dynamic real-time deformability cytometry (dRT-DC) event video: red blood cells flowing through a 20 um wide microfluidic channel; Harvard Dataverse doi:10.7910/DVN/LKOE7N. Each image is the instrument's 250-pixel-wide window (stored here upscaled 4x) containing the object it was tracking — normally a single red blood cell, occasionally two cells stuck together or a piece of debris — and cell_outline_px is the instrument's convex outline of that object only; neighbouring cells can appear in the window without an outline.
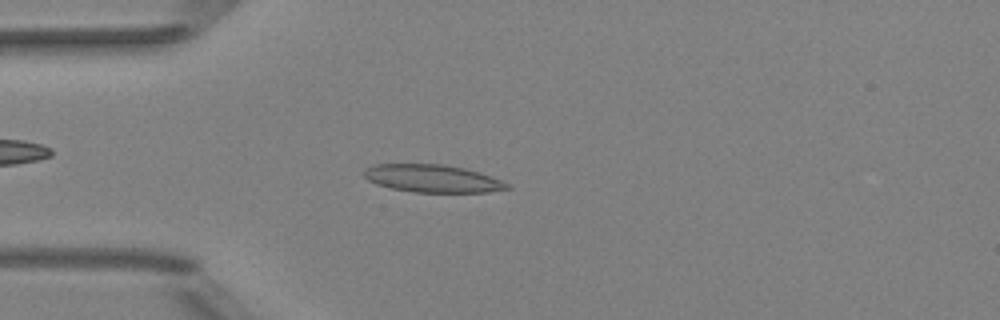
{"species": "Egyptian fruit bat (a non-hibernating species)", "species_latin": "Rousettus aegyptiacus", "temperature_condition": "room temperature", "stored_images_in_passage": 43, "camera_frame_rate_fps": 3000, "um_per_image_px": 0.085, "animal": {"sex": "female"}, "frame": {"image": 1, "passage_image": 6, "time_ms": 1.667, "image_size_px": [1000, 320], "cell_outline_px": [[512, 188], [488, 192], [412, 192], [392, 188], [376, 184], [368, 180], [364, 176], [364, 168], [372, 164], [444, 164], [464, 168], [480, 172], [500, 180], [508, 184]], "centroid_in_image_um": [36.74, 15.17], "position_along_channel_um": 48.3, "area_um2": 23.12}}
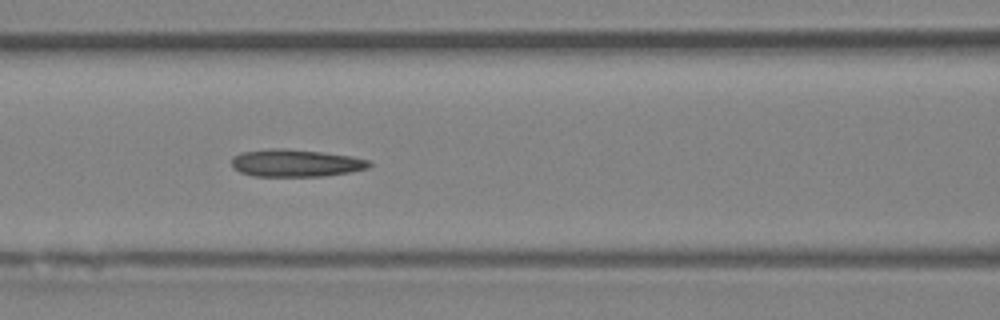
{"frame": {"image": 2, "passage_image": 14, "time_ms": 4.333, "image_size_px": [1000, 320], "cell_outline_px": [[372, 164], [368, 168], [352, 172], [324, 176], [252, 176], [240, 172], [232, 168], [232, 156], [240, 152], [272, 148], [284, 148], [320, 152], [352, 156], [368, 160]], "centroid_in_image_um": [25.11, 13.86], "position_along_channel_um": 141.5, "area_um2": 22.14}}
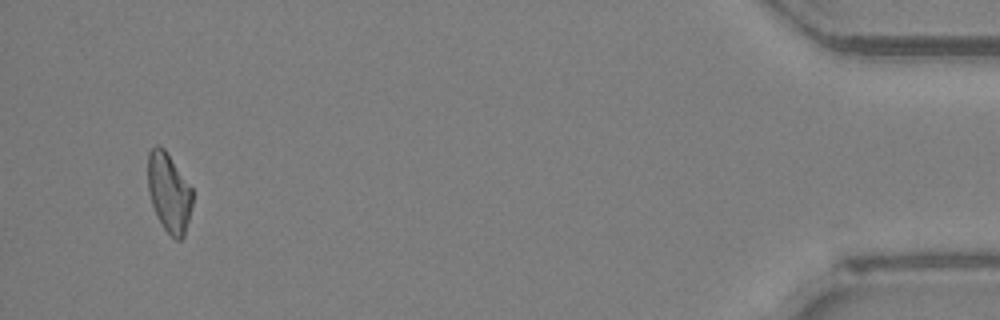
{"frame": {"image": 3, "passage_image": 41, "time_ms": 13.333, "image_size_px": [1000, 320], "cell_outline_px": [[192, 204], [184, 236], [180, 240], [176, 240], [164, 228], [152, 204], [148, 192], [148, 152], [156, 144], [160, 144], [164, 148], [192, 188]], "centroid_in_image_um": [14.35, 16.33], "position_along_channel_um": 420.8, "area_um2": 20.35}}